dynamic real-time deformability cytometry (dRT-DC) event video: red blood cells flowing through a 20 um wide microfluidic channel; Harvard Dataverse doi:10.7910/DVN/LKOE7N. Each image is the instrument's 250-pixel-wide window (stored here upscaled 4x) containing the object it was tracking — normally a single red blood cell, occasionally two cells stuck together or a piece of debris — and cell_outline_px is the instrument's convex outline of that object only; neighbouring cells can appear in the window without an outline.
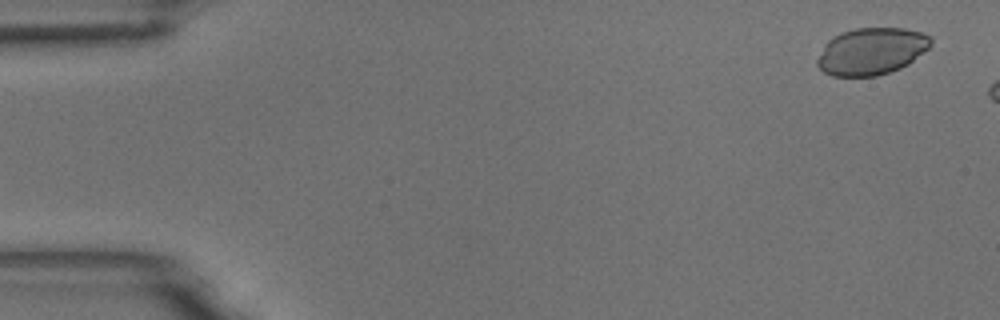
{"species": "common noctule bat (a hibernating species)", "species_latin": "Nyctalus noctula", "temperature_condition": "room temperature", "stored_images_in_passage": 4, "camera_frame_rate_fps": 3000, "um_per_image_px": 0.085, "animal": {"sex": "male", "body_mass_g": 18.8}, "frame": {"image": 1, "passage_image": 1, "time_ms": 0.0, "image_size_px": [1000, 320], "cell_outline_px": [[932, 44], [928, 48], [908, 64], [900, 68], [876, 76], [832, 76], [824, 72], [816, 64], [816, 60], [824, 44], [832, 36], [840, 32], [856, 28], [904, 28], [920, 32], [932, 36]], "centroid_in_image_um": [74.05, 4.35], "position_along_channel_um": 10.9, "area_um2": 31.21}}